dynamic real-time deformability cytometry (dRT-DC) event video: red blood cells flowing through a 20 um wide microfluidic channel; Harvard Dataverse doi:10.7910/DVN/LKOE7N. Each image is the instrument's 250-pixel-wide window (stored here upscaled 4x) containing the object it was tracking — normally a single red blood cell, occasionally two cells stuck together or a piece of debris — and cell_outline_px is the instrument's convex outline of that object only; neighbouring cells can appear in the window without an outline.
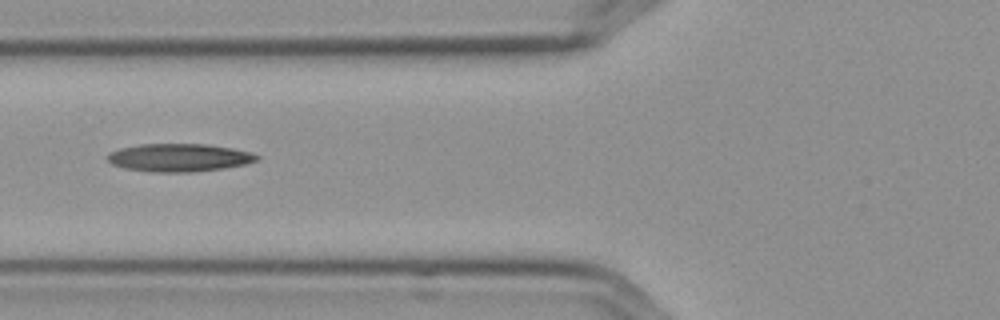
{"species": "Egyptian fruit bat (a non-hibernating species)", "species_latin": "Rousettus aegyptiacus", "temperature_condition": "cold", "stored_images_in_passage": 6, "camera_frame_rate_fps": 3000, "um_per_image_px": 0.085, "frame": {"image": 1, "passage_image": 4, "time_ms": 1.0, "image_size_px": [1000, 320], "cell_outline_px": [[260, 156], [256, 160], [244, 164], [224, 168], [192, 172], [152, 172], [124, 168], [112, 164], [108, 160], [108, 152], [120, 148], [140, 144], [208, 144], [232, 148], [252, 152]], "centroid_in_image_um": [15.21, 13.39], "position_along_channel_um": 110.6, "area_um2": 24.33}}
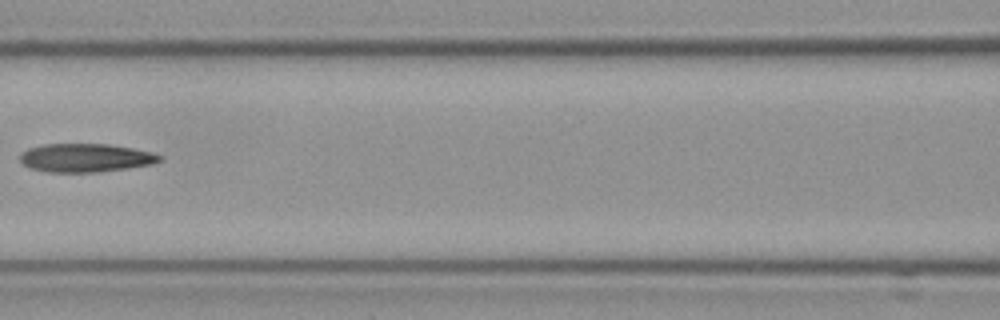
{"frame": {"image": 2, "passage_image": 5, "time_ms": 1.333, "image_size_px": [1000, 320], "cell_outline_px": [[160, 160], [152, 164], [128, 168], [100, 172], [48, 172], [28, 168], [20, 160], [20, 152], [28, 148], [44, 144], [108, 144], [132, 148], [152, 152], [160, 156]], "centroid_in_image_um": [7.22, 13.42], "position_along_channel_um": 159.4, "area_um2": 23.18}}
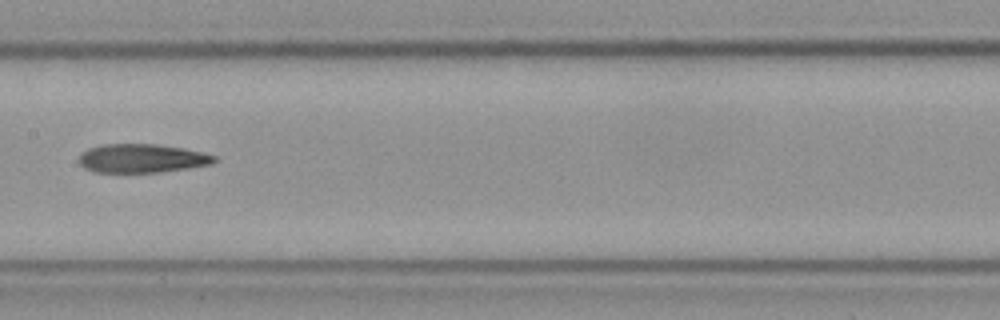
{"frame": {"image": 3, "passage_image": 6, "time_ms": 1.667, "image_size_px": [1000, 320], "cell_outline_px": [[216, 160], [212, 164], [188, 168], [160, 172], [96, 172], [84, 168], [76, 160], [80, 152], [88, 148], [100, 144], [156, 144], [184, 148], [216, 156]], "centroid_in_image_um": [12.0, 13.45], "position_along_channel_um": 195.4, "area_um2": 22.83}}